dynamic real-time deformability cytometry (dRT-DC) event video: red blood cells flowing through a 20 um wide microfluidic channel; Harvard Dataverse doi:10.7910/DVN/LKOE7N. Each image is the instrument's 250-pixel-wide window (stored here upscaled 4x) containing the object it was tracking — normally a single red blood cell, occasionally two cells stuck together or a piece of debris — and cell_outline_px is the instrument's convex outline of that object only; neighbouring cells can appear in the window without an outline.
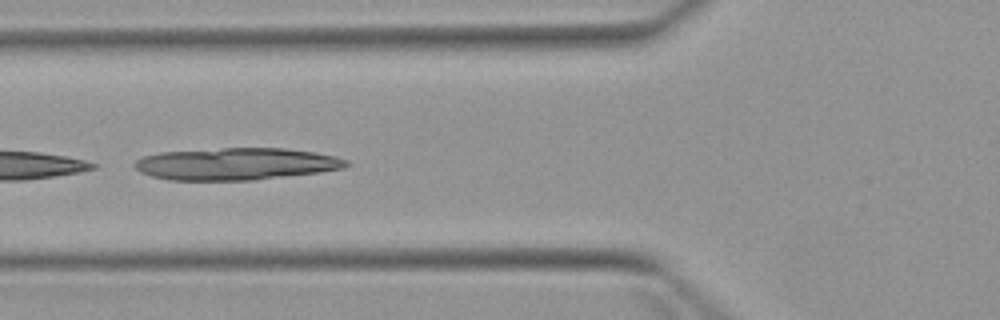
{"species": "Egyptian fruit bat (a non-hibernating species)", "species_latin": "Rousettus aegyptiacus", "temperature_condition": "warm", "stored_images_in_passage": 6, "camera_frame_rate_fps": 3000, "um_per_image_px": 0.085, "animal": {"sex": "female"}, "frame": {"image": 1, "passage_image": 6, "time_ms": 6.0, "image_size_px": [1000, 320], "cell_outline_px": [[348, 164], [344, 168], [320, 172], [252, 180], [168, 180], [152, 176], [140, 172], [132, 164], [136, 160], [144, 156], [160, 152], [224, 148], [284, 148], [312, 152], [336, 156], [348, 160]], "centroid_in_image_um": [20.05, 13.93], "position_along_channel_um": 105.7, "area_um2": 39.48}}